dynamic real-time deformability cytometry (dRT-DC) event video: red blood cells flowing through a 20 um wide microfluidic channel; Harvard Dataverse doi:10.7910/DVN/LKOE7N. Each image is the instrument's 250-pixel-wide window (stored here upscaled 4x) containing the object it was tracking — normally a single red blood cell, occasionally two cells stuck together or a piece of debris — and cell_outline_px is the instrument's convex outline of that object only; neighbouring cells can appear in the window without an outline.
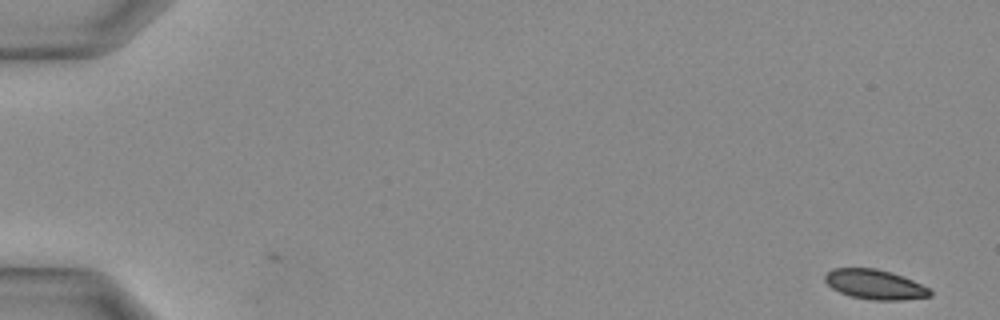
{"species": "Egyptian fruit bat (a non-hibernating species)", "species_latin": "Rousettus aegyptiacus", "temperature_condition": "warm", "stored_images_in_passage": 34, "camera_frame_rate_fps": 3000, "um_per_image_px": 0.085, "animal": {"sex": "female"}, "frame": {"image": 1, "passage_image": 1, "time_ms": 0.0, "image_size_px": [1000, 320], "cell_outline_px": [[932, 296], [904, 300], [872, 300], [852, 296], [840, 292], [832, 288], [824, 280], [824, 276], [832, 268], [876, 268], [892, 272], [912, 280], [928, 288], [932, 292]], "centroid_in_image_um": [74.37, 24.17], "position_along_channel_um": 10.6, "area_um2": 18.15}}
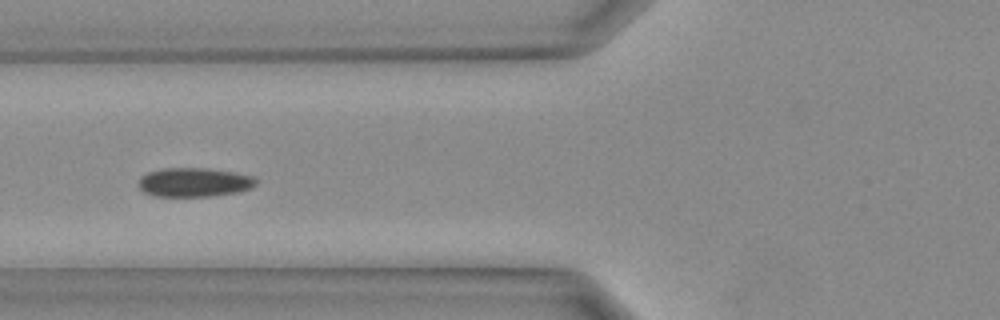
{"frame": {"image": 2, "passage_image": 14, "time_ms": 4.333, "image_size_px": [1000, 320], "cell_outline_px": [[256, 184], [252, 188], [236, 192], [208, 196], [152, 196], [144, 192], [140, 188], [140, 176], [148, 172], [164, 168], [204, 168], [236, 172], [252, 176], [256, 180]], "centroid_in_image_um": [16.5, 15.49], "position_along_channel_um": 109.3, "area_um2": 19.77}}
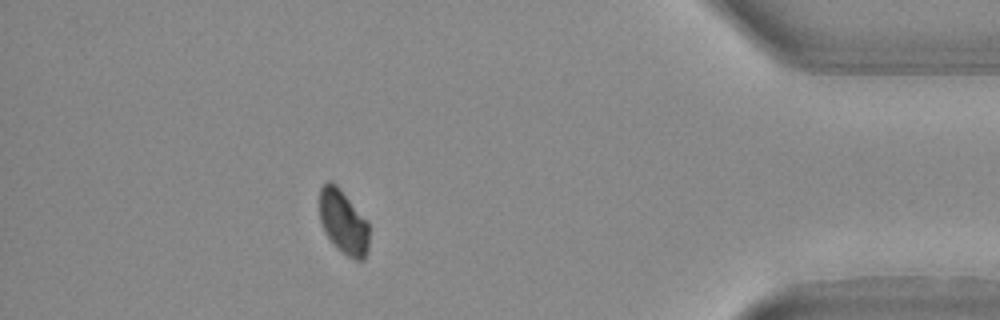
{"frame": {"image": 3, "passage_image": 31, "time_ms": 10.0, "image_size_px": [1000, 320], "cell_outline_px": [[368, 248], [364, 260], [356, 260], [348, 256], [336, 248], [332, 244], [324, 232], [320, 220], [320, 188], [328, 180], [336, 184], [340, 188], [368, 220]], "centroid_in_image_um": [29.18, 18.88], "position_along_channel_um": 406.0, "area_um2": 18.73}}